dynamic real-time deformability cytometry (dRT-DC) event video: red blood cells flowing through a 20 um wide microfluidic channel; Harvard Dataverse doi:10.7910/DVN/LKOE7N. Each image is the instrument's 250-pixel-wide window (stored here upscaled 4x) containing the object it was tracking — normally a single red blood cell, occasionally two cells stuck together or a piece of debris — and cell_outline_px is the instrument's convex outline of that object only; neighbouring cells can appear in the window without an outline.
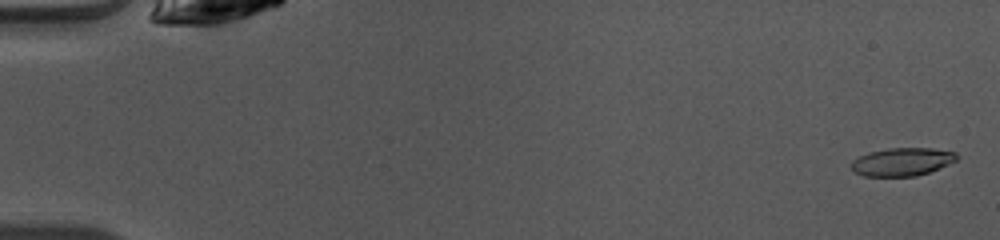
{"species": "common noctule bat (a hibernating species)", "species_latin": "Nyctalus noctula", "temperature_condition": "warm", "stored_images_in_passage": 49, "camera_frame_rate_fps": 3000, "um_per_image_px": 0.085, "animal": {"sex": "female", "body_mass_g": 10.0, "forearm_length_mm": 53.1}, "frame": {"image": 1, "passage_image": 2, "time_ms": 0.333, "image_size_px": [1000, 240], "cell_outline_px": [[956, 160], [948, 164], [928, 172], [916, 176], [864, 176], [852, 172], [852, 160], [868, 152], [888, 148], [932, 148], [956, 152]], "centroid_in_image_um": [76.64, 13.75], "position_along_channel_um": 8.4, "area_um2": 17.17}}
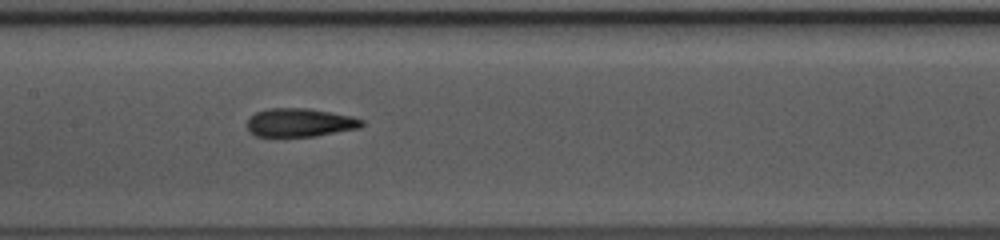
{"frame": {"image": 2, "passage_image": 25, "time_ms": 8.0, "image_size_px": [1000, 240], "cell_outline_px": [[364, 124], [360, 128], [316, 136], [276, 140], [256, 136], [248, 128], [248, 116], [256, 112], [268, 108], [308, 108], [352, 116], [364, 120]], "centroid_in_image_um": [25.45, 10.46], "position_along_channel_um": 182.0, "area_um2": 19.88}}
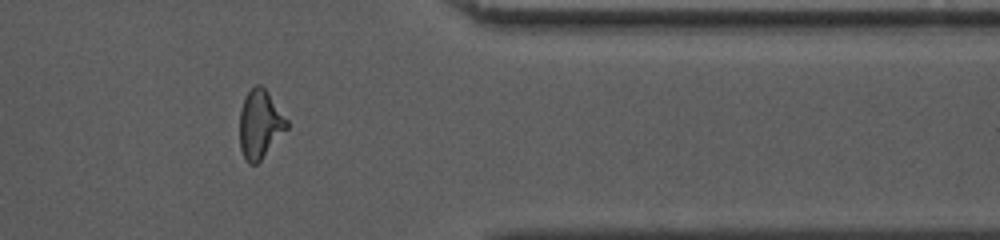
{"frame": {"image": 3, "passage_image": 41, "time_ms": 13.333, "image_size_px": [1000, 240], "cell_outline_px": [[288, 128], [260, 160], [256, 164], [248, 164], [244, 160], [240, 148], [240, 108], [248, 92], [256, 84], [260, 84], [268, 92], [288, 120]], "centroid_in_image_um": [22.09, 10.57], "position_along_channel_um": 389.3, "area_um2": 18.73}, "authors_computed_cell_mechanics": {"area_um2": 18.785, "velocity_mm_per_s": 4.1112, "shape_relaxation_time_tau1_ms": 3.676, "shape_relaxation_time_tau2_ms": 1.5346, "deformation_change_tau1": 0.1737, "deformation_change_tau2": 0.105}}